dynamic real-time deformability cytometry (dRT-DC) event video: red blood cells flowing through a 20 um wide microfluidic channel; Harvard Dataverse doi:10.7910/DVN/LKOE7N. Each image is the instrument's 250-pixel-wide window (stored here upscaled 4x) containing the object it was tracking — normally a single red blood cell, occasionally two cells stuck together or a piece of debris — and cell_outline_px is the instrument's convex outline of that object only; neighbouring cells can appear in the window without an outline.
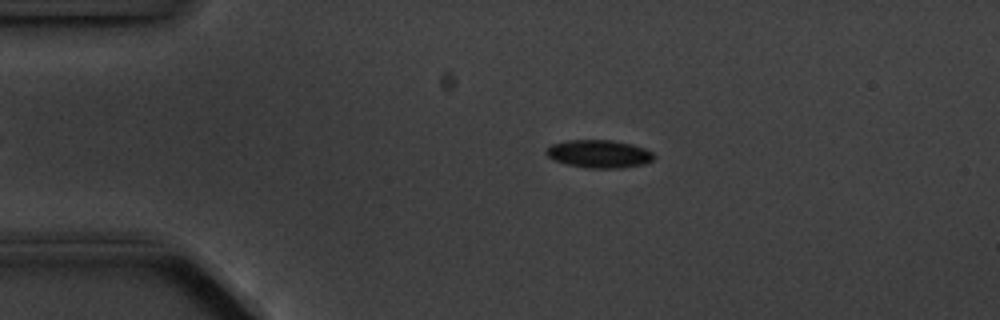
{"species": "common noctule bat (a hibernating species)", "species_latin": "Nyctalus noctula", "temperature_condition": "cold", "stored_images_in_passage": 8, "camera_frame_rate_fps": 3000, "um_per_image_px": 0.085, "animal": {"sex": "male", "body_mass_g": 20.1, "forearm_length_mm": 53.5}, "frame": {"image": 1, "passage_image": 3, "time_ms": 2.333, "image_size_px": [1000, 320], "cell_outline_px": [[656, 156], [652, 160], [644, 164], [620, 168], [592, 168], [568, 164], [556, 160], [548, 156], [544, 152], [552, 144], [568, 140], [612, 140], [632, 144], [644, 148], [652, 152]], "centroid_in_image_um": [50.95, 13.07], "position_along_channel_um": 34.0, "area_um2": 17.34}}
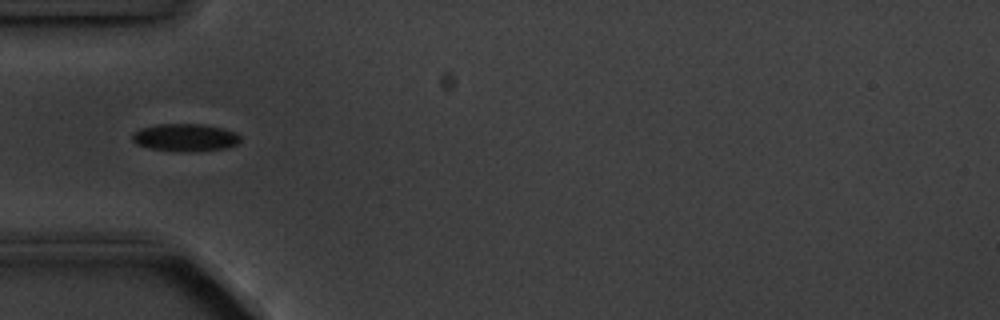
{"frame": {"image": 2, "passage_image": 4, "time_ms": 4.333, "image_size_px": [1000, 320], "cell_outline_px": [[240, 140], [236, 144], [224, 148], [196, 152], [176, 152], [148, 148], [136, 144], [132, 140], [132, 132], [140, 128], [156, 124], [204, 124], [224, 128], [236, 132], [240, 136]], "centroid_in_image_um": [15.71, 11.69], "position_along_channel_um": 69.3, "area_um2": 17.74}}
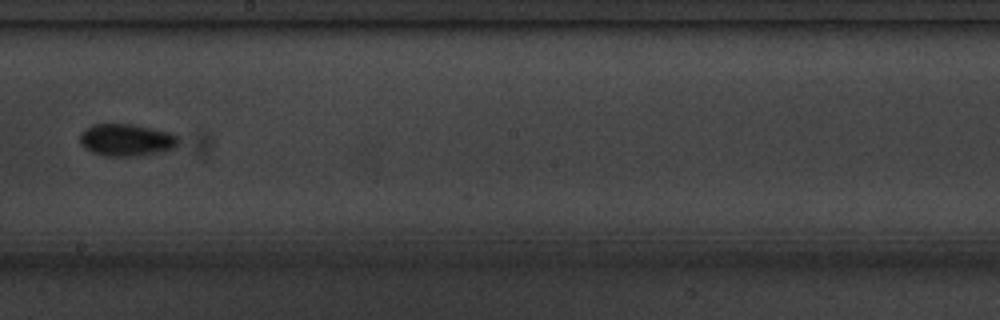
{"frame": {"image": 3, "passage_image": 8, "time_ms": 9.0, "image_size_px": [1000, 320], "cell_outline_px": [[180, 144], [176, 148], [160, 152], [136, 156], [104, 156], [92, 152], [84, 148], [80, 144], [80, 132], [92, 124], [132, 124], [172, 132], [180, 136]], "centroid_in_image_um": [10.79, 11.9], "position_along_channel_um": 237.4, "area_um2": 18.9}}